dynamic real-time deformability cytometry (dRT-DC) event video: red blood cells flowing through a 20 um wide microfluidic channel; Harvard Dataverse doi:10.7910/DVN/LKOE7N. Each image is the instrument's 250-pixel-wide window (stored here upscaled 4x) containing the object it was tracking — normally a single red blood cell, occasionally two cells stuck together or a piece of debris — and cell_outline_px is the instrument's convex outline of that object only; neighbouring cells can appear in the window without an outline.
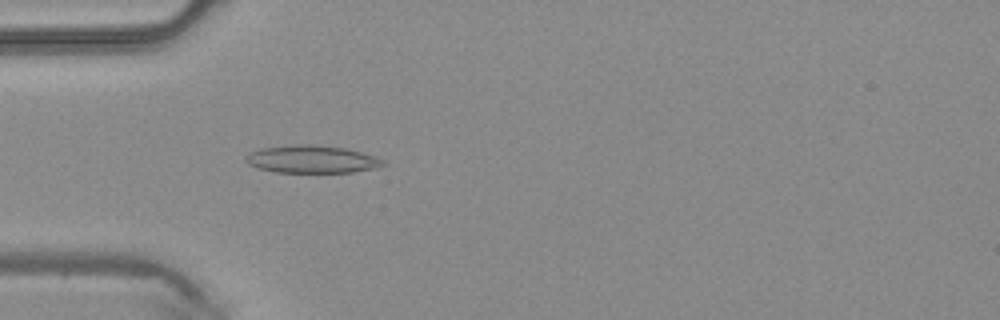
{"species": "common noctule bat (a hibernating species)", "species_latin": "Nyctalus noctula", "temperature_condition": "warm", "stored_images_in_passage": 44, "camera_frame_rate_fps": 3000, "um_per_image_px": 0.085, "animal": {"sex": "male", "body_mass_g": 20.4}, "frame": {"image": 1, "passage_image": 13, "time_ms": 4.0, "image_size_px": [1000, 320], "cell_outline_px": [[388, 164], [376, 168], [352, 172], [276, 172], [256, 168], [248, 164], [244, 160], [244, 156], [248, 152], [260, 148], [292, 144], [312, 144], [344, 148], [360, 152], [384, 160]], "centroid_in_image_um": [26.44, 13.53], "position_along_channel_um": 58.6, "area_um2": 22.31}}
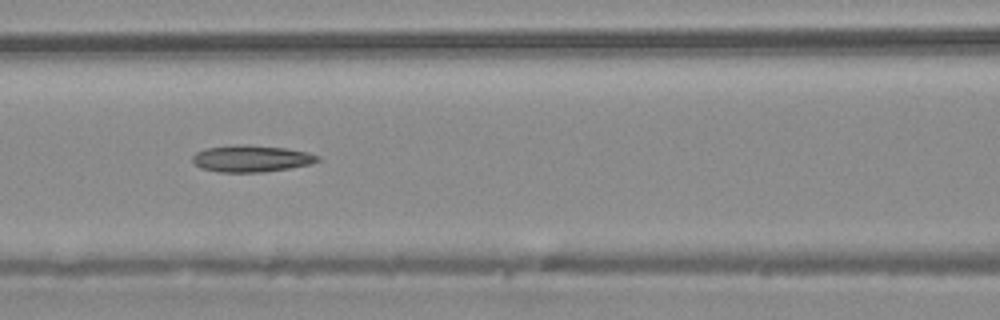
{"frame": {"image": 2, "passage_image": 19, "time_ms": 6.0, "image_size_px": [1000, 320], "cell_outline_px": [[320, 160], [312, 164], [264, 172], [220, 172], [200, 168], [192, 160], [192, 156], [196, 152], [204, 148], [240, 144], [248, 144], [284, 148], [308, 152], [320, 156]], "centroid_in_image_um": [21.36, 13.47], "position_along_channel_um": 145.2, "area_um2": 19.59}}
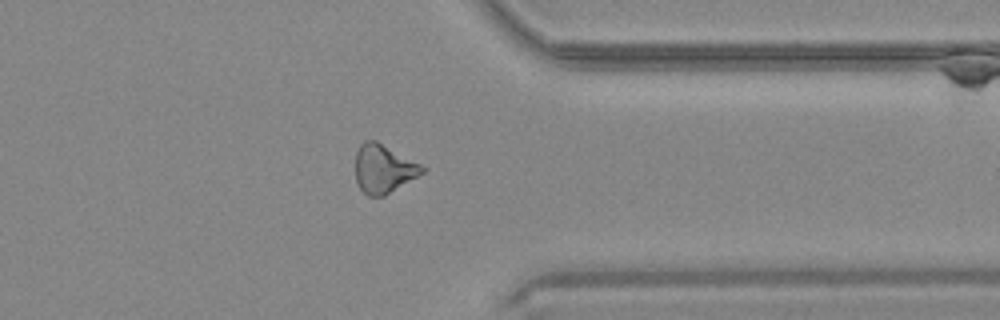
{"frame": {"image": 3, "passage_image": 35, "time_ms": 11.333, "image_size_px": [1000, 320], "cell_outline_px": [[428, 168], [424, 172], [384, 196], [368, 196], [360, 188], [356, 180], [356, 152], [360, 144], [364, 140], [376, 140]], "centroid_in_image_um": [32.6, 14.33], "position_along_channel_um": 378.8, "area_um2": 18.79}}